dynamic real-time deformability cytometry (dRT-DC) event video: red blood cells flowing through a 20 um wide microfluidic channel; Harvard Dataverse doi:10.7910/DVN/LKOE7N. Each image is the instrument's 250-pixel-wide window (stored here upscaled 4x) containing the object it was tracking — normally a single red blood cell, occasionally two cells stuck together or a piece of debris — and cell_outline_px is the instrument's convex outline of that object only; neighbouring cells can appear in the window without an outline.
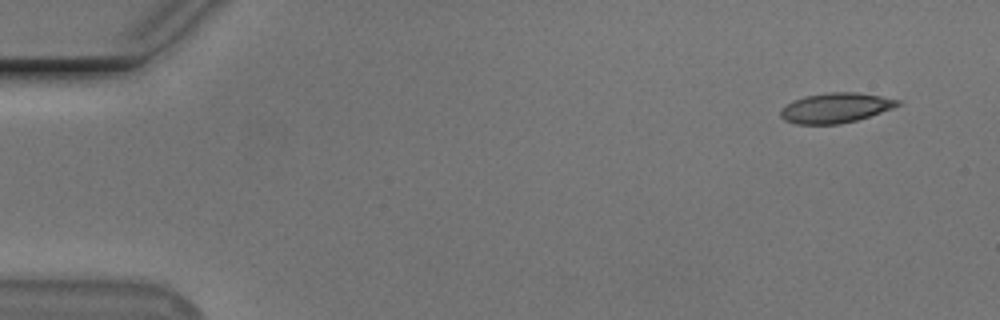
{"species": "Egyptian fruit bat (a non-hibernating species)", "species_latin": "Rousettus aegyptiacus", "temperature_condition": "cold", "stored_images_in_passage": 9, "camera_frame_rate_fps": 3000, "um_per_image_px": 0.085, "animal": {"sex": "male"}, "frame": {"image": 1, "passage_image": 1, "time_ms": 0.0, "image_size_px": [1000, 320], "cell_outline_px": [[904, 104], [856, 120], [840, 124], [796, 124], [784, 120], [780, 116], [780, 112], [788, 104], [804, 96], [832, 92], [856, 92], [880, 96], [900, 100]], "centroid_in_image_um": [71.05, 9.17], "position_along_channel_um": 14.0, "area_um2": 20.17}}